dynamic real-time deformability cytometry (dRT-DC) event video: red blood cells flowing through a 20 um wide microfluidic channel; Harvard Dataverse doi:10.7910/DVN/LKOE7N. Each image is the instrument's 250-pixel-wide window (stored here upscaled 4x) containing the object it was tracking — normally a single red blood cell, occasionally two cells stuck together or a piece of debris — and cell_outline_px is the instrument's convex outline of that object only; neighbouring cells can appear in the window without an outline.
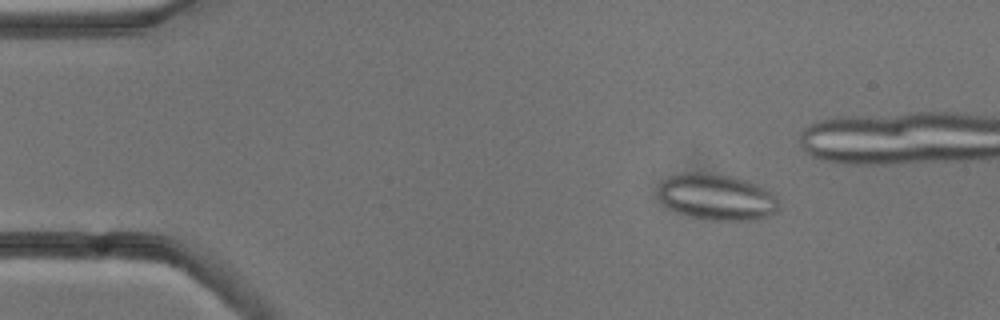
{"species": "common noctule bat (a hibernating species)", "species_latin": "Nyctalus noctula", "temperature_condition": "cold", "stored_images_in_passage": 6, "camera_frame_rate_fps": 3000, "um_per_image_px": 0.085, "animal": {"sex": "male", "body_mass_g": 13.3}, "frame": {"image": 1, "passage_image": 3, "time_ms": 2.333, "image_size_px": [1000, 320], "cell_outline_px": [[780, 208], [776, 212], [752, 220], [708, 220], [688, 216], [668, 208], [660, 200], [660, 184], [664, 180], [672, 176], [688, 172], [700, 172], [732, 176], [748, 180], [764, 188], [776, 196], [780, 204]], "centroid_in_image_um": [60.95, 16.75], "position_along_channel_um": 24.1, "area_um2": 32.31}}